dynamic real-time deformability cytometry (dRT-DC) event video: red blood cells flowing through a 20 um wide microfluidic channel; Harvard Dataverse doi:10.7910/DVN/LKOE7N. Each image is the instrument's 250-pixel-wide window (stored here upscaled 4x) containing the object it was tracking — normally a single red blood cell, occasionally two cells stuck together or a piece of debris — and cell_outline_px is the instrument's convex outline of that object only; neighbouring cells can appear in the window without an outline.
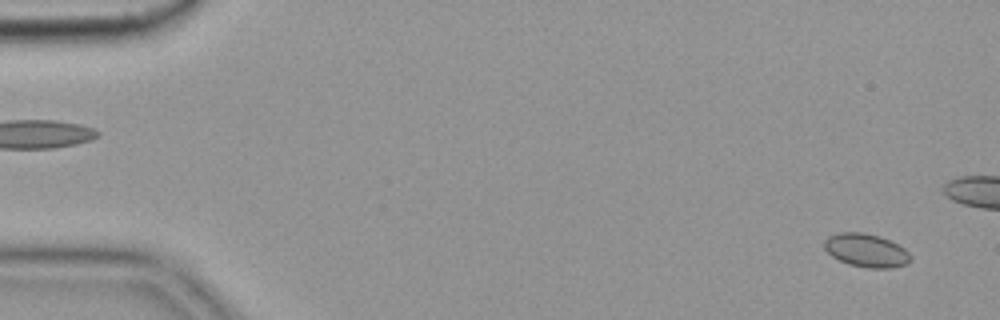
{"species": "common noctule bat (a hibernating species)", "species_latin": "Nyctalus noctula", "temperature_condition": "cold", "stored_images_in_passage": 18, "camera_frame_rate_fps": 3000, "um_per_image_px": 0.085, "animal": {"sex": "female", "body_mass_g": 19.9}, "frame": {"image": 1, "passage_image": 3, "time_ms": 0.667, "image_size_px": [1000, 320], "cell_outline_px": [[908, 260], [904, 264], [888, 268], [868, 268], [848, 264], [832, 256], [824, 248], [824, 240], [828, 236], [840, 232], [860, 232], [880, 236], [904, 248], [908, 252]], "centroid_in_image_um": [73.56, 21.27], "position_along_channel_um": 11.4, "area_um2": 16.42}}